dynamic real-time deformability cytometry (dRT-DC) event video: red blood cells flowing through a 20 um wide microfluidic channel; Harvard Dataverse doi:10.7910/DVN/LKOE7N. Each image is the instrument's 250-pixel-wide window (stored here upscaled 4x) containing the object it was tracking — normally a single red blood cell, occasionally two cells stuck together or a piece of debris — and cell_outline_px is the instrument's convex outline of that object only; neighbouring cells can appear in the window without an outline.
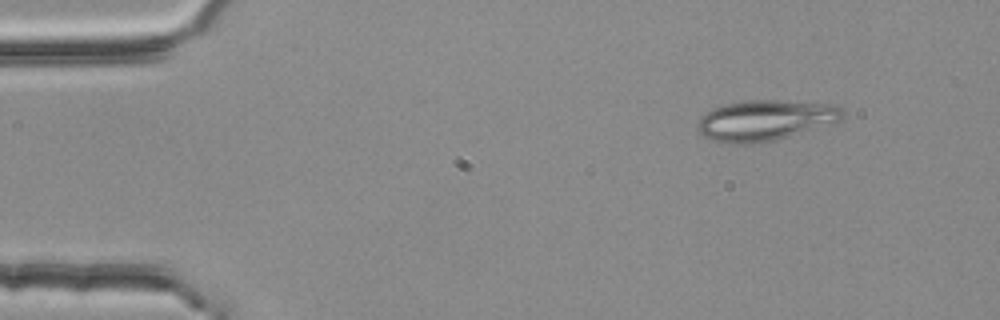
{"species": "common noctule bat (a hibernating species)", "species_latin": "Nyctalus noctula", "temperature_condition": "room temperature", "stored_images_in_passage": 5, "camera_frame_rate_fps": 3000, "um_per_image_px": 0.085, "animal": {"sex": "female", "body_mass_g": 25.1}, "frame": {"image": 1, "passage_image": 5, "time_ms": 1.333, "image_size_px": [1000, 320], "cell_outline_px": [[844, 116], [840, 120], [776, 140], [752, 144], [740, 144], [712, 140], [704, 136], [696, 128], [696, 124], [700, 116], [712, 108], [724, 104], [744, 100], [780, 100], [836, 104], [844, 112]], "centroid_in_image_um": [65.0, 10.21], "position_along_channel_um": 20.0, "area_um2": 34.33}}